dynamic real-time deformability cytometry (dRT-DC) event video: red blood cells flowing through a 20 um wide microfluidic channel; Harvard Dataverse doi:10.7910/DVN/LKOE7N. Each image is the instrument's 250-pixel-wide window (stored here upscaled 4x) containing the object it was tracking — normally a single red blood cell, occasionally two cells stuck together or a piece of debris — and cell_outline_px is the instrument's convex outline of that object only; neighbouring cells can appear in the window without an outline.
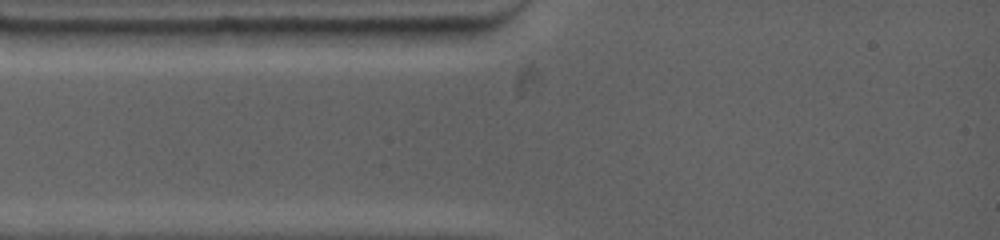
{"species": "common noctule bat (a hibernating species)", "species_latin": "Nyctalus noctula", "temperature_condition": "warm", "stored_images_in_passage": 1, "camera_frame_rate_fps": 4500, "um_per_image_px": 0.085, "animal": {"sex": "female", "body_mass_g": 19.0, "forearm_length_mm": 53.3}, "frame": {"image": 1, "passage_image": 1, "time_ms": 0.0, "image_size_px": [1000, 240], "cell_outline_px": [[472, 36], [444, 44], [328, 44], [316, 28], [472, 28]], "centroid_in_image_um": [33.47, 3.03], "position_along_channel_um": 51.5, "area_um2": 16.53}}